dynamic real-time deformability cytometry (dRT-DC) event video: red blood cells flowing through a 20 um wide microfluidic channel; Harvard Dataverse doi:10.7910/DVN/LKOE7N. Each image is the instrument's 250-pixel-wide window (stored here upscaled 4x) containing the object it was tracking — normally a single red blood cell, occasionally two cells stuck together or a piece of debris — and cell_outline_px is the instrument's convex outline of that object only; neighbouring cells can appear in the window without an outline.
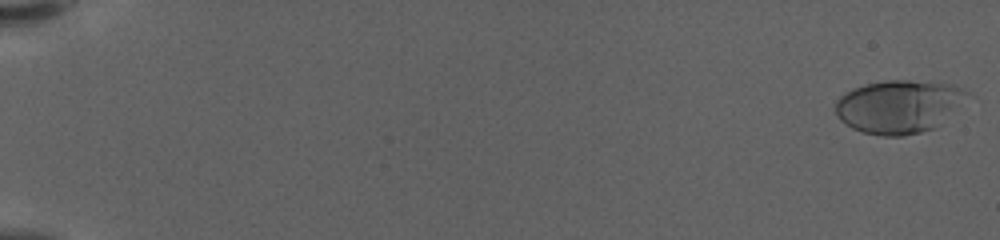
{"species": "human", "species_latin": "Homo sapiens", "temperature_condition": "warm", "stored_images_in_passage": 60, "camera_frame_rate_fps": 3000, "um_per_image_px": 0.085, "donor": {"sex": "female"}, "frame": {"image": 1, "passage_image": 2, "time_ms": 0.333, "image_size_px": [1000, 240], "cell_outline_px": [[968, 92], [932, 128], [920, 132], [904, 136], [880, 136], [864, 132], [852, 128], [840, 120], [836, 116], [836, 100], [840, 96], [852, 88], [868, 84], [888, 80], [908, 80], [952, 84]], "centroid_in_image_um": [76.25, 9.05], "position_along_channel_um": 8.7, "area_um2": 39.48}}
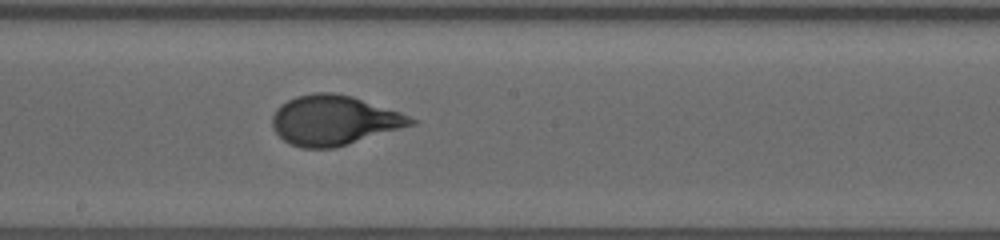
{"frame": {"image": 2, "passage_image": 36, "time_ms": 11.667, "image_size_px": [1000, 240], "cell_outline_px": [[420, 120], [416, 124], [336, 148], [304, 148], [292, 144], [284, 140], [272, 128], [272, 116], [276, 108], [280, 104], [296, 96], [316, 92], [332, 92], [352, 96], [400, 112]], "centroid_in_image_um": [28.41, 10.22], "position_along_channel_um": 219.8, "area_um2": 40.34}}
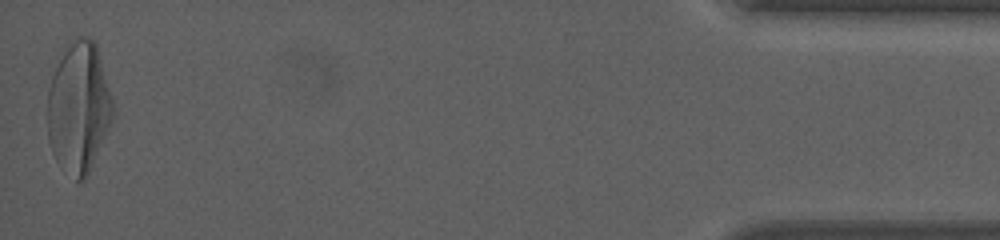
{"frame": {"image": 3, "passage_image": 60, "time_ms": 19.667, "image_size_px": [1000, 240], "cell_outline_px": [[112, 120], [88, 176], [84, 180], [76, 180], [56, 160], [52, 152], [48, 140], [48, 88], [52, 76], [64, 52], [72, 40], [76, 36], [84, 36], [92, 40], [96, 44], [112, 100]], "centroid_in_image_um": [6.68, 9.17], "position_along_channel_um": 428.5, "area_um2": 49.01}, "authors_computed_cell_mechanics": {"area_um2": 39.5063, "velocity_mm_per_s": 3.5954, "shape_relaxation_time_tau1_ms": 5.1282, "shape_relaxation_time_tau2_ms": null, "deformation_change_tau1": 0.2332, "deformation_change_tau2": null}}